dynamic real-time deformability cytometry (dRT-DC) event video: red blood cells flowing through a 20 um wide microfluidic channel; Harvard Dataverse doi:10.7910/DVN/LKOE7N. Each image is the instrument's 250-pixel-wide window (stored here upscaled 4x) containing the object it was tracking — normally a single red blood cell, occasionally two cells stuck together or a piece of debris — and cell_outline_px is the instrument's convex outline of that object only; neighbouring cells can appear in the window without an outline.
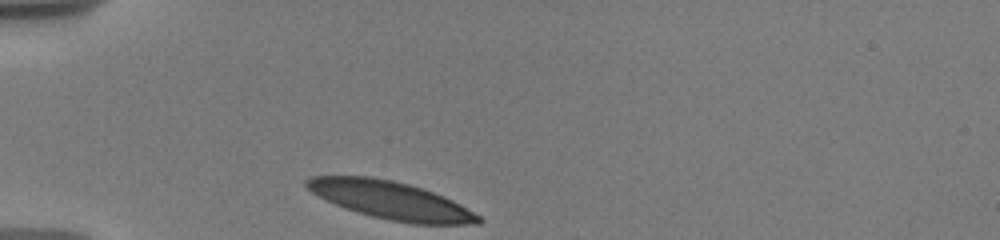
{"species": "human", "species_latin": "Homo sapiens", "temperature_condition": "warm", "stored_images_in_passage": 20, "camera_frame_rate_fps": 3000, "um_per_image_px": 0.085, "donor": {"sex": "male"}, "frame": {"image": 1, "passage_image": 1, "time_ms": 0.0, "image_size_px": [1000, 240], "cell_outline_px": [[484, 220], [480, 224], [412, 224], [388, 220], [356, 212], [336, 204], [312, 192], [304, 184], [304, 180], [312, 176], [368, 176], [392, 180], [408, 184], [432, 192], [452, 200], [460, 204], [480, 216]], "centroid_in_image_um": [33.23, 17.03], "position_along_channel_um": 51.8, "area_um2": 37.51}}
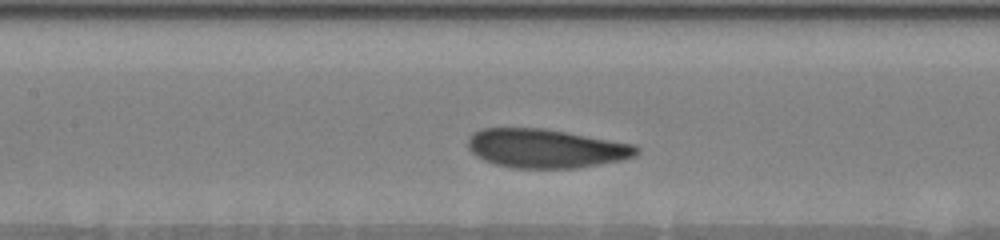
{"frame": {"image": 2, "passage_image": 9, "time_ms": 3.667, "image_size_px": [1000, 240], "cell_outline_px": [[640, 152], [636, 156], [624, 160], [576, 168], [512, 168], [496, 164], [484, 160], [476, 156], [468, 148], [468, 136], [472, 132], [480, 128], [544, 128], [632, 144], [640, 148]], "centroid_in_image_um": [46.38, 12.62], "position_along_channel_um": 161.0, "area_um2": 38.38}}
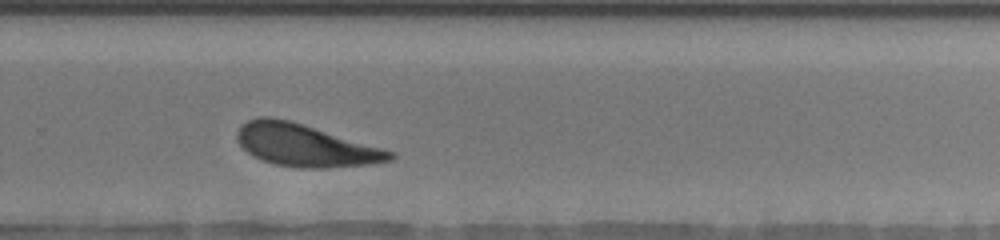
{"frame": {"image": 3, "passage_image": 19, "time_ms": 7.667, "image_size_px": [1000, 240], "cell_outline_px": [[396, 156], [392, 160], [372, 164], [328, 168], [296, 168], [272, 164], [260, 160], [252, 156], [236, 140], [236, 132], [248, 120], [260, 116], [272, 116], [304, 124], [384, 148], [396, 152]], "centroid_in_image_um": [25.96, 12.36], "position_along_channel_um": 303.8, "area_um2": 38.09}}